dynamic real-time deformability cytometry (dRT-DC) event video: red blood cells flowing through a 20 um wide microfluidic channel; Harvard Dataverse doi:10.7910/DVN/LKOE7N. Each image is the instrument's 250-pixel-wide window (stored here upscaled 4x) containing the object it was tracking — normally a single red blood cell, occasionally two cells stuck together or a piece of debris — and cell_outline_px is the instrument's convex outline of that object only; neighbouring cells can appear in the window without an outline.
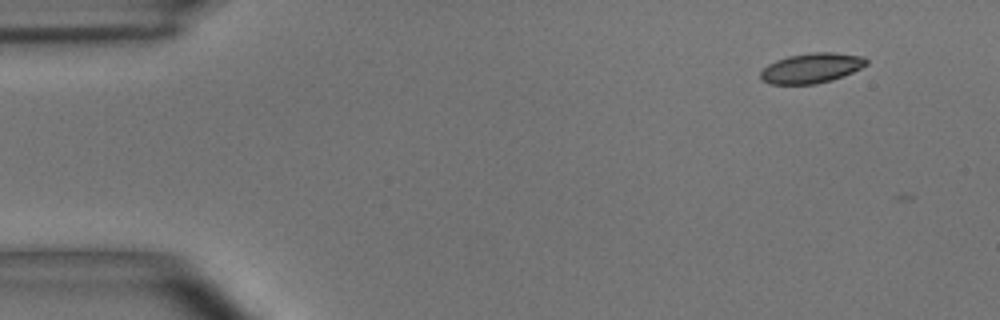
{"species": "common noctule bat (a hibernating species)", "species_latin": "Nyctalus noctula", "temperature_condition": "room temperature", "stored_images_in_passage": 4, "camera_frame_rate_fps": 3000, "um_per_image_px": 0.085, "animal": {"sex": "male", "body_mass_g": 15.6}, "frame": {"image": 1, "passage_image": 1, "time_ms": 0.0, "image_size_px": [1000, 320], "cell_outline_px": [[868, 64], [844, 76], [832, 80], [816, 84], [772, 84], [760, 80], [760, 72], [768, 64], [776, 60], [788, 56], [812, 52], [832, 52], [864, 56], [868, 60]], "centroid_in_image_um": [68.98, 5.78], "position_along_channel_um": 16.0, "area_um2": 18.61}}
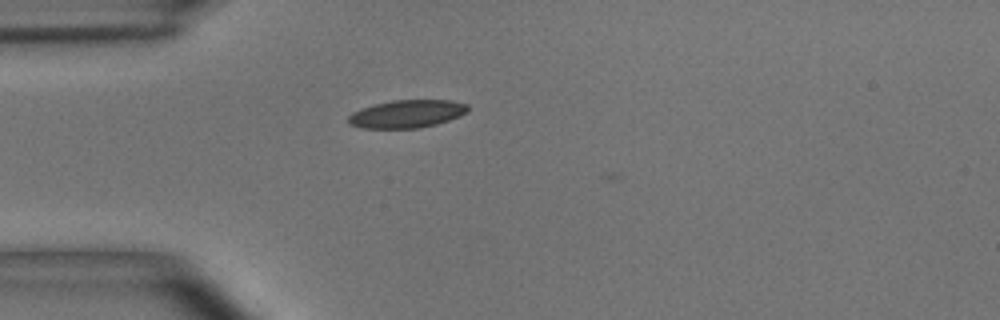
{"frame": {"image": 2, "passage_image": 4, "time_ms": 1.0, "image_size_px": [1000, 320], "cell_outline_px": [[468, 112], [460, 116], [436, 124], [420, 128], [360, 128], [348, 124], [348, 116], [352, 112], [360, 108], [392, 100], [452, 100], [468, 104]], "centroid_in_image_um": [34.58, 9.68], "position_along_channel_um": 50.4, "area_um2": 19.54}}